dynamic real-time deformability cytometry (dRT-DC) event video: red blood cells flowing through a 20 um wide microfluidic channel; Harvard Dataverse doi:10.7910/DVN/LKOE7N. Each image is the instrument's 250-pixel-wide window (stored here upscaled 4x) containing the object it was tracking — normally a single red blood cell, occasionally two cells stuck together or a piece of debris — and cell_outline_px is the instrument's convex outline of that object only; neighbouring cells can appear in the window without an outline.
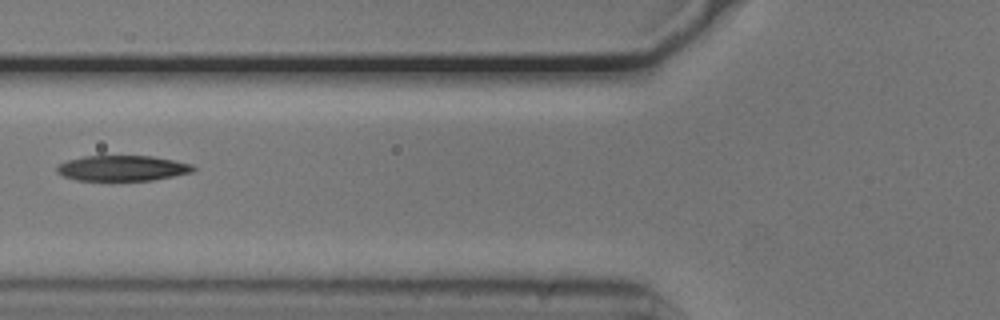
{"species": "common noctule bat (a hibernating species)", "species_latin": "Nyctalus noctula", "temperature_condition": "cold", "stored_images_in_passage": 2, "camera_frame_rate_fps": 3000, "um_per_image_px": 0.085, "animal": {"sex": "male", "body_mass_g": 20.5, "forearm_length_mm": 52.5}, "frame": {"image": 1, "passage_image": 2, "time_ms": 0.333, "image_size_px": [1000, 320], "cell_outline_px": [[196, 168], [192, 172], [152, 180], [76, 180], [64, 176], [56, 172], [56, 168], [60, 164], [68, 160], [84, 156], [152, 156], [192, 164]], "centroid_in_image_um": [10.39, 14.29], "position_along_channel_um": 115.4, "area_um2": 20.0}}